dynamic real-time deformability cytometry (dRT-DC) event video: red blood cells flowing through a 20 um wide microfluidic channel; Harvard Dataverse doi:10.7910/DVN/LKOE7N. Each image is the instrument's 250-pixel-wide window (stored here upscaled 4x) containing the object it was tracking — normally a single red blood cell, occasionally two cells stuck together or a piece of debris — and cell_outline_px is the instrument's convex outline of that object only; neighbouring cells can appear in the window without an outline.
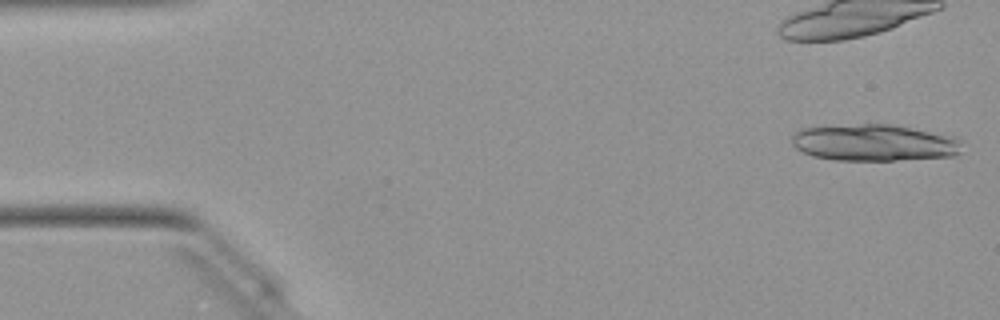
{"species": "Egyptian fruit bat (a non-hibernating species)", "species_latin": "Rousettus aegyptiacus", "temperature_condition": "warm", "stored_images_in_passage": 18, "camera_frame_rate_fps": 3000, "um_per_image_px": 0.085, "animal": {"sex": "female"}, "frame": {"image": 1, "passage_image": 1, "time_ms": 0.0, "image_size_px": [1000, 320], "cell_outline_px": [[964, 140], [960, 152], [956, 156], [892, 160], [832, 160], [812, 156], [796, 148], [792, 144], [792, 136], [800, 128], [860, 124], [892, 124], [960, 136]], "centroid_in_image_um": [74.4, 12.12], "position_along_channel_um": 10.6, "area_um2": 36.93}}